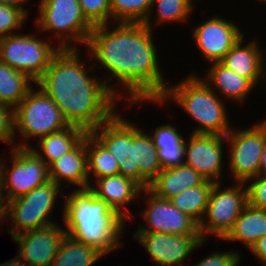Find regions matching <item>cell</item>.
<instances>
[{
    "label": "cell",
    "mask_w": 266,
    "mask_h": 266,
    "mask_svg": "<svg viewBox=\"0 0 266 266\" xmlns=\"http://www.w3.org/2000/svg\"><path fill=\"white\" fill-rule=\"evenodd\" d=\"M153 37L143 23L115 22L94 26L85 45L94 68L107 71L101 79L108 88L120 100L129 96L127 107L158 101L167 89Z\"/></svg>",
    "instance_id": "6da1fadb"
},
{
    "label": "cell",
    "mask_w": 266,
    "mask_h": 266,
    "mask_svg": "<svg viewBox=\"0 0 266 266\" xmlns=\"http://www.w3.org/2000/svg\"><path fill=\"white\" fill-rule=\"evenodd\" d=\"M79 53L78 49H60L35 84L52 99L69 125L90 132L117 112L120 99L94 75L97 70L92 64L85 66Z\"/></svg>",
    "instance_id": "7a4b0ae2"
},
{
    "label": "cell",
    "mask_w": 266,
    "mask_h": 266,
    "mask_svg": "<svg viewBox=\"0 0 266 266\" xmlns=\"http://www.w3.org/2000/svg\"><path fill=\"white\" fill-rule=\"evenodd\" d=\"M67 194L61 214L67 235L98 248L105 255L122 248L126 223L104 200L89 189L74 188Z\"/></svg>",
    "instance_id": "3957f363"
},
{
    "label": "cell",
    "mask_w": 266,
    "mask_h": 266,
    "mask_svg": "<svg viewBox=\"0 0 266 266\" xmlns=\"http://www.w3.org/2000/svg\"><path fill=\"white\" fill-rule=\"evenodd\" d=\"M173 102L183 109L194 122V134H214L226 136L233 128L229 122L227 101L216 94L196 71L172 86L168 84L163 96L158 101H147L148 105L164 106ZM231 123V124H230Z\"/></svg>",
    "instance_id": "277c9868"
},
{
    "label": "cell",
    "mask_w": 266,
    "mask_h": 266,
    "mask_svg": "<svg viewBox=\"0 0 266 266\" xmlns=\"http://www.w3.org/2000/svg\"><path fill=\"white\" fill-rule=\"evenodd\" d=\"M38 3L39 15L34 25L42 35L52 33L51 38L58 41L59 49L85 47L94 26L83 15L79 0H40Z\"/></svg>",
    "instance_id": "5b68a950"
},
{
    "label": "cell",
    "mask_w": 266,
    "mask_h": 266,
    "mask_svg": "<svg viewBox=\"0 0 266 266\" xmlns=\"http://www.w3.org/2000/svg\"><path fill=\"white\" fill-rule=\"evenodd\" d=\"M33 86L14 108L15 140L20 133L22 143L16 147L30 148L31 138L35 141L69 126L52 99L39 87ZM17 134V135H16Z\"/></svg>",
    "instance_id": "8992f818"
},
{
    "label": "cell",
    "mask_w": 266,
    "mask_h": 266,
    "mask_svg": "<svg viewBox=\"0 0 266 266\" xmlns=\"http://www.w3.org/2000/svg\"><path fill=\"white\" fill-rule=\"evenodd\" d=\"M63 191L65 192V189L49 180L25 195L9 201L7 219L12 223L6 232L12 238L26 231L55 224L56 221L52 219L53 211L61 194L64 198Z\"/></svg>",
    "instance_id": "52a82bcc"
},
{
    "label": "cell",
    "mask_w": 266,
    "mask_h": 266,
    "mask_svg": "<svg viewBox=\"0 0 266 266\" xmlns=\"http://www.w3.org/2000/svg\"><path fill=\"white\" fill-rule=\"evenodd\" d=\"M59 47L35 34L17 33L0 37V61L25 73L35 83L48 68Z\"/></svg>",
    "instance_id": "ba28073f"
},
{
    "label": "cell",
    "mask_w": 266,
    "mask_h": 266,
    "mask_svg": "<svg viewBox=\"0 0 266 266\" xmlns=\"http://www.w3.org/2000/svg\"><path fill=\"white\" fill-rule=\"evenodd\" d=\"M251 126V127H250ZM248 128L234 126L226 135L228 170L233 182L245 183L258 176L260 160L266 142V119Z\"/></svg>",
    "instance_id": "9c48e42d"
},
{
    "label": "cell",
    "mask_w": 266,
    "mask_h": 266,
    "mask_svg": "<svg viewBox=\"0 0 266 266\" xmlns=\"http://www.w3.org/2000/svg\"><path fill=\"white\" fill-rule=\"evenodd\" d=\"M221 184L224 183H214L204 217L199 224L202 240L207 241L210 235L222 240L247 205L245 183L232 181L231 186L227 187Z\"/></svg>",
    "instance_id": "30bf717a"
},
{
    "label": "cell",
    "mask_w": 266,
    "mask_h": 266,
    "mask_svg": "<svg viewBox=\"0 0 266 266\" xmlns=\"http://www.w3.org/2000/svg\"><path fill=\"white\" fill-rule=\"evenodd\" d=\"M8 153L11 154L9 159L3 154L0 157V176L8 201L21 197L49 181L48 166L31 148L15 146ZM6 161L12 163L10 167Z\"/></svg>",
    "instance_id": "8fae6325"
},
{
    "label": "cell",
    "mask_w": 266,
    "mask_h": 266,
    "mask_svg": "<svg viewBox=\"0 0 266 266\" xmlns=\"http://www.w3.org/2000/svg\"><path fill=\"white\" fill-rule=\"evenodd\" d=\"M99 124L90 133L115 157L119 175L139 184V165L136 163V124L118 113Z\"/></svg>",
    "instance_id": "7c38bea8"
},
{
    "label": "cell",
    "mask_w": 266,
    "mask_h": 266,
    "mask_svg": "<svg viewBox=\"0 0 266 266\" xmlns=\"http://www.w3.org/2000/svg\"><path fill=\"white\" fill-rule=\"evenodd\" d=\"M145 193V196H144ZM146 202L141 211L145 225H138L134 233H166L174 235H200L199 224L181 212L168 199L157 197L148 188L141 192Z\"/></svg>",
    "instance_id": "4fadbf2b"
},
{
    "label": "cell",
    "mask_w": 266,
    "mask_h": 266,
    "mask_svg": "<svg viewBox=\"0 0 266 266\" xmlns=\"http://www.w3.org/2000/svg\"><path fill=\"white\" fill-rule=\"evenodd\" d=\"M132 237L145 248L155 266H184L186 258L207 243L200 235L146 232L133 233Z\"/></svg>",
    "instance_id": "5bb4252c"
},
{
    "label": "cell",
    "mask_w": 266,
    "mask_h": 266,
    "mask_svg": "<svg viewBox=\"0 0 266 266\" xmlns=\"http://www.w3.org/2000/svg\"><path fill=\"white\" fill-rule=\"evenodd\" d=\"M191 32L194 44L201 51L199 54L201 53L204 62L208 64L220 62L245 35L235 22L222 18L218 14L197 24Z\"/></svg>",
    "instance_id": "9a60e30c"
},
{
    "label": "cell",
    "mask_w": 266,
    "mask_h": 266,
    "mask_svg": "<svg viewBox=\"0 0 266 266\" xmlns=\"http://www.w3.org/2000/svg\"><path fill=\"white\" fill-rule=\"evenodd\" d=\"M226 136L190 133L185 142L184 164L215 183L223 181ZM225 152V154H223Z\"/></svg>",
    "instance_id": "2e32d148"
},
{
    "label": "cell",
    "mask_w": 266,
    "mask_h": 266,
    "mask_svg": "<svg viewBox=\"0 0 266 266\" xmlns=\"http://www.w3.org/2000/svg\"><path fill=\"white\" fill-rule=\"evenodd\" d=\"M59 223L20 233L12 240L18 244L17 255L26 266H51L67 234ZM64 228V229H63Z\"/></svg>",
    "instance_id": "e0dca14e"
},
{
    "label": "cell",
    "mask_w": 266,
    "mask_h": 266,
    "mask_svg": "<svg viewBox=\"0 0 266 266\" xmlns=\"http://www.w3.org/2000/svg\"><path fill=\"white\" fill-rule=\"evenodd\" d=\"M94 182L88 189L98 199L104 200L125 223L132 222L135 215L131 214L127 205L134 203L135 199L139 201L143 188L134 180L119 174L105 176Z\"/></svg>",
    "instance_id": "ac0fdd59"
},
{
    "label": "cell",
    "mask_w": 266,
    "mask_h": 266,
    "mask_svg": "<svg viewBox=\"0 0 266 266\" xmlns=\"http://www.w3.org/2000/svg\"><path fill=\"white\" fill-rule=\"evenodd\" d=\"M257 41L255 39L246 42L243 36L220 62L233 72L249 79L256 87L261 84L263 87L266 85V50H262Z\"/></svg>",
    "instance_id": "d6986e66"
},
{
    "label": "cell",
    "mask_w": 266,
    "mask_h": 266,
    "mask_svg": "<svg viewBox=\"0 0 266 266\" xmlns=\"http://www.w3.org/2000/svg\"><path fill=\"white\" fill-rule=\"evenodd\" d=\"M206 76L202 80L224 101H233L238 105H245L248 95L256 86L247 78L233 72L221 62L210 63ZM246 99V100H245ZM235 101V102H234Z\"/></svg>",
    "instance_id": "ffe728a7"
},
{
    "label": "cell",
    "mask_w": 266,
    "mask_h": 266,
    "mask_svg": "<svg viewBox=\"0 0 266 266\" xmlns=\"http://www.w3.org/2000/svg\"><path fill=\"white\" fill-rule=\"evenodd\" d=\"M48 169L49 180L59 186L65 187L64 183L66 182V184L71 183L77 187V190L88 189L86 135L73 150L54 161Z\"/></svg>",
    "instance_id": "44dd1931"
},
{
    "label": "cell",
    "mask_w": 266,
    "mask_h": 266,
    "mask_svg": "<svg viewBox=\"0 0 266 266\" xmlns=\"http://www.w3.org/2000/svg\"><path fill=\"white\" fill-rule=\"evenodd\" d=\"M205 180L196 170L182 164L161 170L148 189L157 197L169 200L184 190L201 185Z\"/></svg>",
    "instance_id": "7402d4cb"
},
{
    "label": "cell",
    "mask_w": 266,
    "mask_h": 266,
    "mask_svg": "<svg viewBox=\"0 0 266 266\" xmlns=\"http://www.w3.org/2000/svg\"><path fill=\"white\" fill-rule=\"evenodd\" d=\"M87 133L86 130L79 126L69 125L60 131L40 138L35 144L38 147L30 146V148L49 167L54 161L73 150L84 139Z\"/></svg>",
    "instance_id": "603a6c76"
},
{
    "label": "cell",
    "mask_w": 266,
    "mask_h": 266,
    "mask_svg": "<svg viewBox=\"0 0 266 266\" xmlns=\"http://www.w3.org/2000/svg\"><path fill=\"white\" fill-rule=\"evenodd\" d=\"M178 130L176 126L167 123L157 126L153 134L149 133L158 149L157 154L162 170L184 164L187 137Z\"/></svg>",
    "instance_id": "cb8c5ba5"
},
{
    "label": "cell",
    "mask_w": 266,
    "mask_h": 266,
    "mask_svg": "<svg viewBox=\"0 0 266 266\" xmlns=\"http://www.w3.org/2000/svg\"><path fill=\"white\" fill-rule=\"evenodd\" d=\"M266 235V210L246 205L236 219L233 228L222 239L227 242H242L248 250Z\"/></svg>",
    "instance_id": "d4e9b609"
},
{
    "label": "cell",
    "mask_w": 266,
    "mask_h": 266,
    "mask_svg": "<svg viewBox=\"0 0 266 266\" xmlns=\"http://www.w3.org/2000/svg\"><path fill=\"white\" fill-rule=\"evenodd\" d=\"M196 3V0H153L149 16L143 24L154 31L160 25L188 23V19L190 21L191 14L194 13ZM154 16L156 18L153 20Z\"/></svg>",
    "instance_id": "484cf974"
},
{
    "label": "cell",
    "mask_w": 266,
    "mask_h": 266,
    "mask_svg": "<svg viewBox=\"0 0 266 266\" xmlns=\"http://www.w3.org/2000/svg\"><path fill=\"white\" fill-rule=\"evenodd\" d=\"M157 153L150 134L136 124V163L139 165V185L143 189L149 188L162 170Z\"/></svg>",
    "instance_id": "4316f807"
},
{
    "label": "cell",
    "mask_w": 266,
    "mask_h": 266,
    "mask_svg": "<svg viewBox=\"0 0 266 266\" xmlns=\"http://www.w3.org/2000/svg\"><path fill=\"white\" fill-rule=\"evenodd\" d=\"M103 256L106 255L98 248L66 234L51 266H92Z\"/></svg>",
    "instance_id": "83f0119b"
},
{
    "label": "cell",
    "mask_w": 266,
    "mask_h": 266,
    "mask_svg": "<svg viewBox=\"0 0 266 266\" xmlns=\"http://www.w3.org/2000/svg\"><path fill=\"white\" fill-rule=\"evenodd\" d=\"M35 85L25 73L0 61V104L15 108Z\"/></svg>",
    "instance_id": "f1b7e54d"
},
{
    "label": "cell",
    "mask_w": 266,
    "mask_h": 266,
    "mask_svg": "<svg viewBox=\"0 0 266 266\" xmlns=\"http://www.w3.org/2000/svg\"><path fill=\"white\" fill-rule=\"evenodd\" d=\"M86 150L89 185L91 177L94 181V178L118 174V161L90 132L86 134Z\"/></svg>",
    "instance_id": "f546056e"
},
{
    "label": "cell",
    "mask_w": 266,
    "mask_h": 266,
    "mask_svg": "<svg viewBox=\"0 0 266 266\" xmlns=\"http://www.w3.org/2000/svg\"><path fill=\"white\" fill-rule=\"evenodd\" d=\"M214 183L213 181L205 180L201 185L184 190L169 200L181 212L189 215L200 224L204 217Z\"/></svg>",
    "instance_id": "4dcf8cb0"
},
{
    "label": "cell",
    "mask_w": 266,
    "mask_h": 266,
    "mask_svg": "<svg viewBox=\"0 0 266 266\" xmlns=\"http://www.w3.org/2000/svg\"><path fill=\"white\" fill-rule=\"evenodd\" d=\"M152 4L153 0H111V23H144Z\"/></svg>",
    "instance_id": "1f68e13d"
},
{
    "label": "cell",
    "mask_w": 266,
    "mask_h": 266,
    "mask_svg": "<svg viewBox=\"0 0 266 266\" xmlns=\"http://www.w3.org/2000/svg\"><path fill=\"white\" fill-rule=\"evenodd\" d=\"M27 19L28 15L22 9L0 4V37L17 34V30L19 33Z\"/></svg>",
    "instance_id": "d6a6232c"
},
{
    "label": "cell",
    "mask_w": 266,
    "mask_h": 266,
    "mask_svg": "<svg viewBox=\"0 0 266 266\" xmlns=\"http://www.w3.org/2000/svg\"><path fill=\"white\" fill-rule=\"evenodd\" d=\"M111 0H79L85 18L93 25L111 23Z\"/></svg>",
    "instance_id": "836d02e7"
},
{
    "label": "cell",
    "mask_w": 266,
    "mask_h": 266,
    "mask_svg": "<svg viewBox=\"0 0 266 266\" xmlns=\"http://www.w3.org/2000/svg\"><path fill=\"white\" fill-rule=\"evenodd\" d=\"M245 184L247 204L254 208L266 210V176L258 175L247 180Z\"/></svg>",
    "instance_id": "e575fe53"
},
{
    "label": "cell",
    "mask_w": 266,
    "mask_h": 266,
    "mask_svg": "<svg viewBox=\"0 0 266 266\" xmlns=\"http://www.w3.org/2000/svg\"><path fill=\"white\" fill-rule=\"evenodd\" d=\"M220 251V252H219ZM215 250L193 266H238L241 264V252L236 249L230 251Z\"/></svg>",
    "instance_id": "d590c367"
},
{
    "label": "cell",
    "mask_w": 266,
    "mask_h": 266,
    "mask_svg": "<svg viewBox=\"0 0 266 266\" xmlns=\"http://www.w3.org/2000/svg\"><path fill=\"white\" fill-rule=\"evenodd\" d=\"M0 141L10 145L11 149L16 146L14 109L2 104H0Z\"/></svg>",
    "instance_id": "8d00e7d4"
},
{
    "label": "cell",
    "mask_w": 266,
    "mask_h": 266,
    "mask_svg": "<svg viewBox=\"0 0 266 266\" xmlns=\"http://www.w3.org/2000/svg\"><path fill=\"white\" fill-rule=\"evenodd\" d=\"M249 251L260 263H266V235L257 240Z\"/></svg>",
    "instance_id": "74e56055"
},
{
    "label": "cell",
    "mask_w": 266,
    "mask_h": 266,
    "mask_svg": "<svg viewBox=\"0 0 266 266\" xmlns=\"http://www.w3.org/2000/svg\"><path fill=\"white\" fill-rule=\"evenodd\" d=\"M8 199L4 188L2 186L1 176H0V225L2 226L3 223H7V216H8ZM0 226V227H1ZM1 229V228H0Z\"/></svg>",
    "instance_id": "f35d334b"
},
{
    "label": "cell",
    "mask_w": 266,
    "mask_h": 266,
    "mask_svg": "<svg viewBox=\"0 0 266 266\" xmlns=\"http://www.w3.org/2000/svg\"><path fill=\"white\" fill-rule=\"evenodd\" d=\"M30 0H0V4L12 6V7H18L22 9L28 16H29V8H24L26 3H28Z\"/></svg>",
    "instance_id": "ab89813d"
},
{
    "label": "cell",
    "mask_w": 266,
    "mask_h": 266,
    "mask_svg": "<svg viewBox=\"0 0 266 266\" xmlns=\"http://www.w3.org/2000/svg\"><path fill=\"white\" fill-rule=\"evenodd\" d=\"M258 175L266 176V142L260 160Z\"/></svg>",
    "instance_id": "60d3db41"
},
{
    "label": "cell",
    "mask_w": 266,
    "mask_h": 266,
    "mask_svg": "<svg viewBox=\"0 0 266 266\" xmlns=\"http://www.w3.org/2000/svg\"><path fill=\"white\" fill-rule=\"evenodd\" d=\"M0 266H26V265L20 260V258L16 254V256L13 259L8 260L6 262H2Z\"/></svg>",
    "instance_id": "b9f144b4"
}]
</instances>
